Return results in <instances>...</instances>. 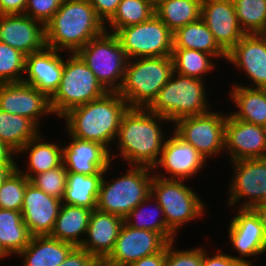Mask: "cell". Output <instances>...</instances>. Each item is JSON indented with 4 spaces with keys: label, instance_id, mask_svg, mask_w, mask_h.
<instances>
[{
    "label": "cell",
    "instance_id": "1",
    "mask_svg": "<svg viewBox=\"0 0 266 266\" xmlns=\"http://www.w3.org/2000/svg\"><path fill=\"white\" fill-rule=\"evenodd\" d=\"M165 123L168 127L172 125L168 119L147 108H129L122 117L115 146L110 151L111 161L117 165L118 159H121L126 165L152 168L167 138L165 132L168 130L163 129Z\"/></svg>",
    "mask_w": 266,
    "mask_h": 266
},
{
    "label": "cell",
    "instance_id": "2",
    "mask_svg": "<svg viewBox=\"0 0 266 266\" xmlns=\"http://www.w3.org/2000/svg\"><path fill=\"white\" fill-rule=\"evenodd\" d=\"M129 108L118 92H107L98 99L70 109L60 119L65 122V132L72 137L97 142L110 152L122 117Z\"/></svg>",
    "mask_w": 266,
    "mask_h": 266
},
{
    "label": "cell",
    "instance_id": "3",
    "mask_svg": "<svg viewBox=\"0 0 266 266\" xmlns=\"http://www.w3.org/2000/svg\"><path fill=\"white\" fill-rule=\"evenodd\" d=\"M104 31L105 23L88 0H63L45 24L46 47L62 53H77Z\"/></svg>",
    "mask_w": 266,
    "mask_h": 266
},
{
    "label": "cell",
    "instance_id": "4",
    "mask_svg": "<svg viewBox=\"0 0 266 266\" xmlns=\"http://www.w3.org/2000/svg\"><path fill=\"white\" fill-rule=\"evenodd\" d=\"M114 166L111 162L104 171L96 209L124 219L150 195L154 174L151 167L128 165L127 169H124L125 172L123 170L120 172L121 175L116 174V178L108 179L110 176L112 177L109 173L112 174L113 168L114 170L120 168V166Z\"/></svg>",
    "mask_w": 266,
    "mask_h": 266
},
{
    "label": "cell",
    "instance_id": "5",
    "mask_svg": "<svg viewBox=\"0 0 266 266\" xmlns=\"http://www.w3.org/2000/svg\"><path fill=\"white\" fill-rule=\"evenodd\" d=\"M207 86L206 80L173 72L147 109L165 117L172 124L186 116L206 113L214 107Z\"/></svg>",
    "mask_w": 266,
    "mask_h": 266
},
{
    "label": "cell",
    "instance_id": "6",
    "mask_svg": "<svg viewBox=\"0 0 266 266\" xmlns=\"http://www.w3.org/2000/svg\"><path fill=\"white\" fill-rule=\"evenodd\" d=\"M173 72L171 56L128 59L118 93L130 108H147Z\"/></svg>",
    "mask_w": 266,
    "mask_h": 266
},
{
    "label": "cell",
    "instance_id": "7",
    "mask_svg": "<svg viewBox=\"0 0 266 266\" xmlns=\"http://www.w3.org/2000/svg\"><path fill=\"white\" fill-rule=\"evenodd\" d=\"M188 185L185 180H169L155 175L151 181V194L163 209L167 226L177 236L187 223L204 220L209 208Z\"/></svg>",
    "mask_w": 266,
    "mask_h": 266
},
{
    "label": "cell",
    "instance_id": "8",
    "mask_svg": "<svg viewBox=\"0 0 266 266\" xmlns=\"http://www.w3.org/2000/svg\"><path fill=\"white\" fill-rule=\"evenodd\" d=\"M58 89L50 97L53 115L59 119L70 109L98 99L108 91L77 53H65Z\"/></svg>",
    "mask_w": 266,
    "mask_h": 266
},
{
    "label": "cell",
    "instance_id": "9",
    "mask_svg": "<svg viewBox=\"0 0 266 266\" xmlns=\"http://www.w3.org/2000/svg\"><path fill=\"white\" fill-rule=\"evenodd\" d=\"M77 54L108 92H118L128 58L115 33L105 30L92 38Z\"/></svg>",
    "mask_w": 266,
    "mask_h": 266
},
{
    "label": "cell",
    "instance_id": "10",
    "mask_svg": "<svg viewBox=\"0 0 266 266\" xmlns=\"http://www.w3.org/2000/svg\"><path fill=\"white\" fill-rule=\"evenodd\" d=\"M226 117V112L211 109L200 115L177 119L171 128L177 136L191 144L210 162L211 158L215 160L216 157L225 154Z\"/></svg>",
    "mask_w": 266,
    "mask_h": 266
},
{
    "label": "cell",
    "instance_id": "11",
    "mask_svg": "<svg viewBox=\"0 0 266 266\" xmlns=\"http://www.w3.org/2000/svg\"><path fill=\"white\" fill-rule=\"evenodd\" d=\"M128 59L172 56L173 32L156 14L115 33Z\"/></svg>",
    "mask_w": 266,
    "mask_h": 266
},
{
    "label": "cell",
    "instance_id": "12",
    "mask_svg": "<svg viewBox=\"0 0 266 266\" xmlns=\"http://www.w3.org/2000/svg\"><path fill=\"white\" fill-rule=\"evenodd\" d=\"M231 163L225 206L253 208L266 202V158L243 159ZM242 200V201H241Z\"/></svg>",
    "mask_w": 266,
    "mask_h": 266
},
{
    "label": "cell",
    "instance_id": "13",
    "mask_svg": "<svg viewBox=\"0 0 266 266\" xmlns=\"http://www.w3.org/2000/svg\"><path fill=\"white\" fill-rule=\"evenodd\" d=\"M231 209L234 215L230 218L226 235L231 248L239 254L232 256L243 266H254V260L266 252V235L260 218L252 208Z\"/></svg>",
    "mask_w": 266,
    "mask_h": 266
},
{
    "label": "cell",
    "instance_id": "14",
    "mask_svg": "<svg viewBox=\"0 0 266 266\" xmlns=\"http://www.w3.org/2000/svg\"><path fill=\"white\" fill-rule=\"evenodd\" d=\"M170 130L161 155L152 167L153 174L169 180L188 181L190 178L194 180L193 177L201 174L204 167L206 168L207 160L191 144Z\"/></svg>",
    "mask_w": 266,
    "mask_h": 266
},
{
    "label": "cell",
    "instance_id": "15",
    "mask_svg": "<svg viewBox=\"0 0 266 266\" xmlns=\"http://www.w3.org/2000/svg\"><path fill=\"white\" fill-rule=\"evenodd\" d=\"M226 62L251 82L246 85L235 81L232 85L266 89V34H245L227 53Z\"/></svg>",
    "mask_w": 266,
    "mask_h": 266
},
{
    "label": "cell",
    "instance_id": "16",
    "mask_svg": "<svg viewBox=\"0 0 266 266\" xmlns=\"http://www.w3.org/2000/svg\"><path fill=\"white\" fill-rule=\"evenodd\" d=\"M0 110L26 117L40 130L43 119L53 115L50 98L23 81L0 84Z\"/></svg>",
    "mask_w": 266,
    "mask_h": 266
},
{
    "label": "cell",
    "instance_id": "17",
    "mask_svg": "<svg viewBox=\"0 0 266 266\" xmlns=\"http://www.w3.org/2000/svg\"><path fill=\"white\" fill-rule=\"evenodd\" d=\"M224 145L228 162L266 158V127L236 119L227 112Z\"/></svg>",
    "mask_w": 266,
    "mask_h": 266
},
{
    "label": "cell",
    "instance_id": "18",
    "mask_svg": "<svg viewBox=\"0 0 266 266\" xmlns=\"http://www.w3.org/2000/svg\"><path fill=\"white\" fill-rule=\"evenodd\" d=\"M168 243L160 233L135 229L124 222L114 248L106 260L118 266H125L145 256L161 252Z\"/></svg>",
    "mask_w": 266,
    "mask_h": 266
},
{
    "label": "cell",
    "instance_id": "19",
    "mask_svg": "<svg viewBox=\"0 0 266 266\" xmlns=\"http://www.w3.org/2000/svg\"><path fill=\"white\" fill-rule=\"evenodd\" d=\"M0 41L30 55L46 47L45 25L24 14L0 15Z\"/></svg>",
    "mask_w": 266,
    "mask_h": 266
},
{
    "label": "cell",
    "instance_id": "20",
    "mask_svg": "<svg viewBox=\"0 0 266 266\" xmlns=\"http://www.w3.org/2000/svg\"><path fill=\"white\" fill-rule=\"evenodd\" d=\"M201 19L226 53L245 35L239 26L233 0H202Z\"/></svg>",
    "mask_w": 266,
    "mask_h": 266
},
{
    "label": "cell",
    "instance_id": "21",
    "mask_svg": "<svg viewBox=\"0 0 266 266\" xmlns=\"http://www.w3.org/2000/svg\"><path fill=\"white\" fill-rule=\"evenodd\" d=\"M62 200L44 193L29 183L24 192L21 214L32 236L50 235Z\"/></svg>",
    "mask_w": 266,
    "mask_h": 266
},
{
    "label": "cell",
    "instance_id": "22",
    "mask_svg": "<svg viewBox=\"0 0 266 266\" xmlns=\"http://www.w3.org/2000/svg\"><path fill=\"white\" fill-rule=\"evenodd\" d=\"M65 57L60 51L48 47L25 56L23 82L50 98L61 82Z\"/></svg>",
    "mask_w": 266,
    "mask_h": 266
},
{
    "label": "cell",
    "instance_id": "23",
    "mask_svg": "<svg viewBox=\"0 0 266 266\" xmlns=\"http://www.w3.org/2000/svg\"><path fill=\"white\" fill-rule=\"evenodd\" d=\"M63 143V164L67 172L84 175L104 174L112 162L110 152L101 144L72 137L67 132Z\"/></svg>",
    "mask_w": 266,
    "mask_h": 266
},
{
    "label": "cell",
    "instance_id": "24",
    "mask_svg": "<svg viewBox=\"0 0 266 266\" xmlns=\"http://www.w3.org/2000/svg\"><path fill=\"white\" fill-rule=\"evenodd\" d=\"M124 219L92 210L85 238L79 246L96 259H106L112 252Z\"/></svg>",
    "mask_w": 266,
    "mask_h": 266
},
{
    "label": "cell",
    "instance_id": "25",
    "mask_svg": "<svg viewBox=\"0 0 266 266\" xmlns=\"http://www.w3.org/2000/svg\"><path fill=\"white\" fill-rule=\"evenodd\" d=\"M45 135L40 131L32 140L25 144L17 153L16 157L27 158V165L22 167L16 158V168L29 180L36 174L44 173L63 164V142L55 143L44 139ZM62 144V145H61ZM21 166V167H20Z\"/></svg>",
    "mask_w": 266,
    "mask_h": 266
},
{
    "label": "cell",
    "instance_id": "26",
    "mask_svg": "<svg viewBox=\"0 0 266 266\" xmlns=\"http://www.w3.org/2000/svg\"><path fill=\"white\" fill-rule=\"evenodd\" d=\"M75 247L49 235L32 236L29 244L15 257L21 259L22 266H60Z\"/></svg>",
    "mask_w": 266,
    "mask_h": 266
},
{
    "label": "cell",
    "instance_id": "27",
    "mask_svg": "<svg viewBox=\"0 0 266 266\" xmlns=\"http://www.w3.org/2000/svg\"><path fill=\"white\" fill-rule=\"evenodd\" d=\"M231 86L228 101L237 109H231L230 114L236 119L266 127V89Z\"/></svg>",
    "mask_w": 266,
    "mask_h": 266
},
{
    "label": "cell",
    "instance_id": "28",
    "mask_svg": "<svg viewBox=\"0 0 266 266\" xmlns=\"http://www.w3.org/2000/svg\"><path fill=\"white\" fill-rule=\"evenodd\" d=\"M173 48L193 49L211 54L226 63L227 53L216 42L205 22L199 20L178 28L173 33Z\"/></svg>",
    "mask_w": 266,
    "mask_h": 266
},
{
    "label": "cell",
    "instance_id": "29",
    "mask_svg": "<svg viewBox=\"0 0 266 266\" xmlns=\"http://www.w3.org/2000/svg\"><path fill=\"white\" fill-rule=\"evenodd\" d=\"M91 212L92 210L84 207L62 203L53 231L49 236L80 246L86 235Z\"/></svg>",
    "mask_w": 266,
    "mask_h": 266
},
{
    "label": "cell",
    "instance_id": "30",
    "mask_svg": "<svg viewBox=\"0 0 266 266\" xmlns=\"http://www.w3.org/2000/svg\"><path fill=\"white\" fill-rule=\"evenodd\" d=\"M124 222L135 229L160 233L168 242L177 240V235L166 224L163 209L151 193L124 218Z\"/></svg>",
    "mask_w": 266,
    "mask_h": 266
},
{
    "label": "cell",
    "instance_id": "31",
    "mask_svg": "<svg viewBox=\"0 0 266 266\" xmlns=\"http://www.w3.org/2000/svg\"><path fill=\"white\" fill-rule=\"evenodd\" d=\"M102 178L103 174L84 175L67 172L62 203L95 210Z\"/></svg>",
    "mask_w": 266,
    "mask_h": 266
},
{
    "label": "cell",
    "instance_id": "32",
    "mask_svg": "<svg viewBox=\"0 0 266 266\" xmlns=\"http://www.w3.org/2000/svg\"><path fill=\"white\" fill-rule=\"evenodd\" d=\"M31 238L21 211L0 209V245L9 256L15 257L29 244Z\"/></svg>",
    "mask_w": 266,
    "mask_h": 266
},
{
    "label": "cell",
    "instance_id": "33",
    "mask_svg": "<svg viewBox=\"0 0 266 266\" xmlns=\"http://www.w3.org/2000/svg\"><path fill=\"white\" fill-rule=\"evenodd\" d=\"M202 0H157L155 14L174 33L201 18Z\"/></svg>",
    "mask_w": 266,
    "mask_h": 266
},
{
    "label": "cell",
    "instance_id": "34",
    "mask_svg": "<svg viewBox=\"0 0 266 266\" xmlns=\"http://www.w3.org/2000/svg\"><path fill=\"white\" fill-rule=\"evenodd\" d=\"M40 131L30 119L0 110V141L15 153Z\"/></svg>",
    "mask_w": 266,
    "mask_h": 266
},
{
    "label": "cell",
    "instance_id": "35",
    "mask_svg": "<svg viewBox=\"0 0 266 266\" xmlns=\"http://www.w3.org/2000/svg\"><path fill=\"white\" fill-rule=\"evenodd\" d=\"M171 57L174 72L201 80H206L209 73L213 74L219 68L211 54L199 50L173 48Z\"/></svg>",
    "mask_w": 266,
    "mask_h": 266
},
{
    "label": "cell",
    "instance_id": "36",
    "mask_svg": "<svg viewBox=\"0 0 266 266\" xmlns=\"http://www.w3.org/2000/svg\"><path fill=\"white\" fill-rule=\"evenodd\" d=\"M154 14L153 0H121L114 15L105 23V30L116 33L120 28L142 23Z\"/></svg>",
    "mask_w": 266,
    "mask_h": 266
},
{
    "label": "cell",
    "instance_id": "37",
    "mask_svg": "<svg viewBox=\"0 0 266 266\" xmlns=\"http://www.w3.org/2000/svg\"><path fill=\"white\" fill-rule=\"evenodd\" d=\"M241 30L245 34H265L266 0H233Z\"/></svg>",
    "mask_w": 266,
    "mask_h": 266
},
{
    "label": "cell",
    "instance_id": "38",
    "mask_svg": "<svg viewBox=\"0 0 266 266\" xmlns=\"http://www.w3.org/2000/svg\"><path fill=\"white\" fill-rule=\"evenodd\" d=\"M30 180L15 168L0 186V209L21 211L24 192Z\"/></svg>",
    "mask_w": 266,
    "mask_h": 266
},
{
    "label": "cell",
    "instance_id": "39",
    "mask_svg": "<svg viewBox=\"0 0 266 266\" xmlns=\"http://www.w3.org/2000/svg\"><path fill=\"white\" fill-rule=\"evenodd\" d=\"M25 74V55L0 41V84L22 82Z\"/></svg>",
    "mask_w": 266,
    "mask_h": 266
},
{
    "label": "cell",
    "instance_id": "40",
    "mask_svg": "<svg viewBox=\"0 0 266 266\" xmlns=\"http://www.w3.org/2000/svg\"><path fill=\"white\" fill-rule=\"evenodd\" d=\"M30 183L44 193L62 200L67 183V170L62 164L57 168L34 175Z\"/></svg>",
    "mask_w": 266,
    "mask_h": 266
},
{
    "label": "cell",
    "instance_id": "41",
    "mask_svg": "<svg viewBox=\"0 0 266 266\" xmlns=\"http://www.w3.org/2000/svg\"><path fill=\"white\" fill-rule=\"evenodd\" d=\"M175 241L166 246V259L164 266H201L202 245L194 248H176Z\"/></svg>",
    "mask_w": 266,
    "mask_h": 266
},
{
    "label": "cell",
    "instance_id": "42",
    "mask_svg": "<svg viewBox=\"0 0 266 266\" xmlns=\"http://www.w3.org/2000/svg\"><path fill=\"white\" fill-rule=\"evenodd\" d=\"M63 0H27L24 15L44 25L54 16Z\"/></svg>",
    "mask_w": 266,
    "mask_h": 266
},
{
    "label": "cell",
    "instance_id": "43",
    "mask_svg": "<svg viewBox=\"0 0 266 266\" xmlns=\"http://www.w3.org/2000/svg\"><path fill=\"white\" fill-rule=\"evenodd\" d=\"M214 250L210 252L203 245L201 266H243L232 256V253L222 251V247ZM213 252H215L214 255Z\"/></svg>",
    "mask_w": 266,
    "mask_h": 266
},
{
    "label": "cell",
    "instance_id": "44",
    "mask_svg": "<svg viewBox=\"0 0 266 266\" xmlns=\"http://www.w3.org/2000/svg\"><path fill=\"white\" fill-rule=\"evenodd\" d=\"M97 16L106 23L116 12L121 0H88Z\"/></svg>",
    "mask_w": 266,
    "mask_h": 266
},
{
    "label": "cell",
    "instance_id": "45",
    "mask_svg": "<svg viewBox=\"0 0 266 266\" xmlns=\"http://www.w3.org/2000/svg\"><path fill=\"white\" fill-rule=\"evenodd\" d=\"M96 258L79 246H76L60 266H91Z\"/></svg>",
    "mask_w": 266,
    "mask_h": 266
},
{
    "label": "cell",
    "instance_id": "46",
    "mask_svg": "<svg viewBox=\"0 0 266 266\" xmlns=\"http://www.w3.org/2000/svg\"><path fill=\"white\" fill-rule=\"evenodd\" d=\"M27 0H0V15L24 14Z\"/></svg>",
    "mask_w": 266,
    "mask_h": 266
},
{
    "label": "cell",
    "instance_id": "47",
    "mask_svg": "<svg viewBox=\"0 0 266 266\" xmlns=\"http://www.w3.org/2000/svg\"><path fill=\"white\" fill-rule=\"evenodd\" d=\"M165 259L166 247L161 252L145 256L144 258L125 266H164Z\"/></svg>",
    "mask_w": 266,
    "mask_h": 266
},
{
    "label": "cell",
    "instance_id": "48",
    "mask_svg": "<svg viewBox=\"0 0 266 266\" xmlns=\"http://www.w3.org/2000/svg\"><path fill=\"white\" fill-rule=\"evenodd\" d=\"M16 153L0 141V165H16Z\"/></svg>",
    "mask_w": 266,
    "mask_h": 266
},
{
    "label": "cell",
    "instance_id": "49",
    "mask_svg": "<svg viewBox=\"0 0 266 266\" xmlns=\"http://www.w3.org/2000/svg\"><path fill=\"white\" fill-rule=\"evenodd\" d=\"M259 216L261 225L266 235V202L259 203L252 208Z\"/></svg>",
    "mask_w": 266,
    "mask_h": 266
},
{
    "label": "cell",
    "instance_id": "50",
    "mask_svg": "<svg viewBox=\"0 0 266 266\" xmlns=\"http://www.w3.org/2000/svg\"><path fill=\"white\" fill-rule=\"evenodd\" d=\"M16 168V165H0V186L7 176Z\"/></svg>",
    "mask_w": 266,
    "mask_h": 266
},
{
    "label": "cell",
    "instance_id": "51",
    "mask_svg": "<svg viewBox=\"0 0 266 266\" xmlns=\"http://www.w3.org/2000/svg\"><path fill=\"white\" fill-rule=\"evenodd\" d=\"M91 266H118L108 262L106 259H96Z\"/></svg>",
    "mask_w": 266,
    "mask_h": 266
},
{
    "label": "cell",
    "instance_id": "52",
    "mask_svg": "<svg viewBox=\"0 0 266 266\" xmlns=\"http://www.w3.org/2000/svg\"><path fill=\"white\" fill-rule=\"evenodd\" d=\"M9 257L10 256L3 250L2 246L0 245V261H2L3 259H8Z\"/></svg>",
    "mask_w": 266,
    "mask_h": 266
}]
</instances>
